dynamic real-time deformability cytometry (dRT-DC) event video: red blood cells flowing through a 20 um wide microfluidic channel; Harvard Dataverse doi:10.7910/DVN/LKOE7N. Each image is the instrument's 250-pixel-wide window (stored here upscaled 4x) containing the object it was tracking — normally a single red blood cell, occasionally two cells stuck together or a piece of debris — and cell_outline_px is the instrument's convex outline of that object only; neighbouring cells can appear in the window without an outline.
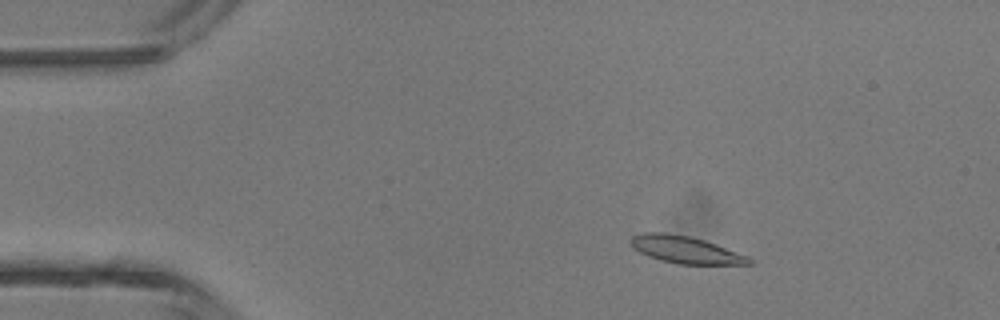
{"species": "common noctule bat (a hibernating species)", "species_latin": "Nyctalus noctula", "temperature_condition": "room temperature", "stored_images_in_passage": 5, "camera_frame_rate_fps": 3000, "um_per_image_px": 0.085, "animal": {"sex": "male", "body_mass_g": 13.3}, "frame": {"image": 1, "passage_image": 2, "time_ms": 0.333, "image_size_px": [1000, 320], "cell_outline_px": [[752, 264], [676, 264], [660, 260], [648, 256], [632, 248], [632, 236], [644, 232], [664, 232], [688, 236], [704, 240], [716, 244], [748, 256], [752, 260]], "centroid_in_image_um": [58.26, 21.23], "position_along_channel_um": 26.7, "area_um2": 18.61}}
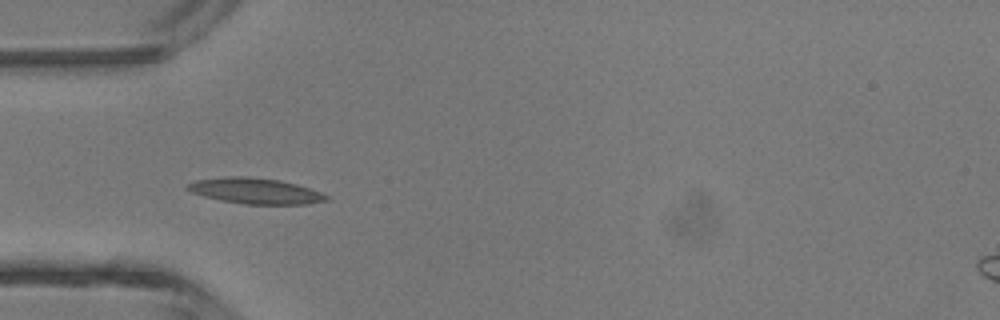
{"frame": {"image": 2, "passage_image": 4, "time_ms": 1.0, "image_size_px": [1000, 320], "cell_outline_px": [[332, 196], [328, 200], [308, 204], [244, 204], [220, 200], [204, 196], [192, 192], [184, 188], [188, 184], [196, 180], [224, 176], [248, 176], [280, 180], [296, 184]], "centroid_in_image_um": [21.71, 16.22], "position_along_channel_um": 63.3, "area_um2": 20.92}}
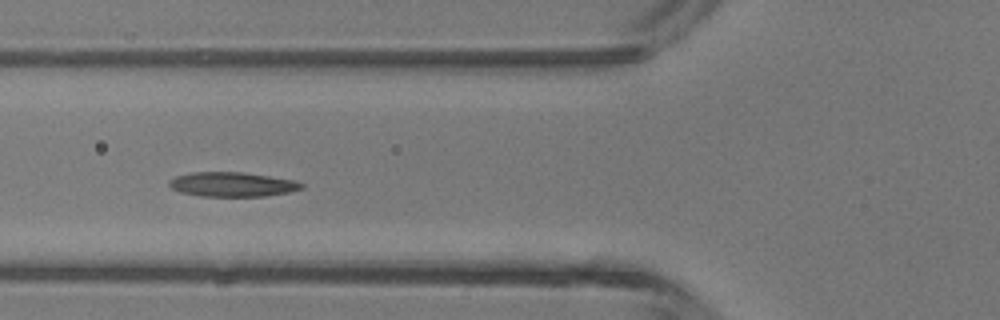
{"frame": {"image": 3, "passage_image": 5, "time_ms": 1.333, "image_size_px": [1000, 320], "cell_outline_px": [[304, 188], [288, 192], [264, 196], [200, 196], [180, 192], [172, 188], [168, 184], [168, 180], [176, 176], [192, 172], [244, 172], [296, 180], [304, 184]], "centroid_in_image_um": [19.75, 15.66], "position_along_channel_um": 106.1, "area_um2": 18.96}}